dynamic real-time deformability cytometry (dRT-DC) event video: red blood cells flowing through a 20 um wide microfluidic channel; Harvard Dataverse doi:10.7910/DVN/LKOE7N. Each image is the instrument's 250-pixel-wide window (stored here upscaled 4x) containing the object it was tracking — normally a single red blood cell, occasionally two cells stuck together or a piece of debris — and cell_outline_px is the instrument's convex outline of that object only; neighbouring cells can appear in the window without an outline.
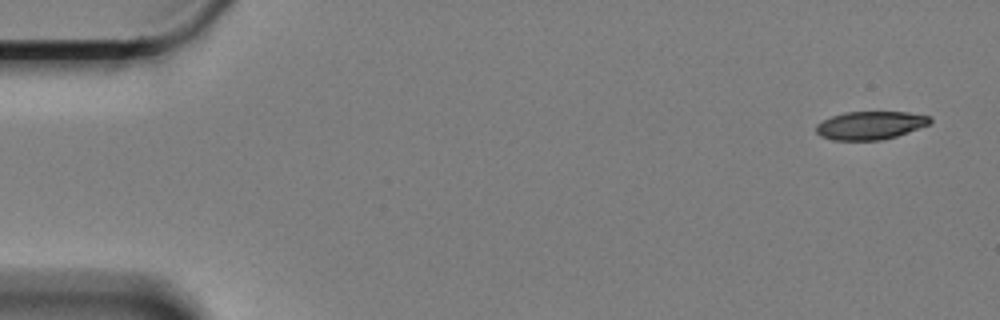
{"species": "Egyptian fruit bat (a non-hibernating species)", "species_latin": "Rousettus aegyptiacus", "temperature_condition": "cold", "stored_images_in_passage": 40, "camera_frame_rate_fps": 3000, "um_per_image_px": 0.085, "animal": {"sex": "female"}, "frame": {"image": 1, "passage_image": 1, "time_ms": 0.0, "image_size_px": [1000, 320], "cell_outline_px": [[932, 120], [928, 124], [896, 136], [880, 140], [832, 140], [820, 136], [816, 132], [816, 124], [832, 116], [844, 112], [904, 112], [928, 116]], "centroid_in_image_um": [73.91, 10.66], "position_along_channel_um": 11.1, "area_um2": 18.44}}
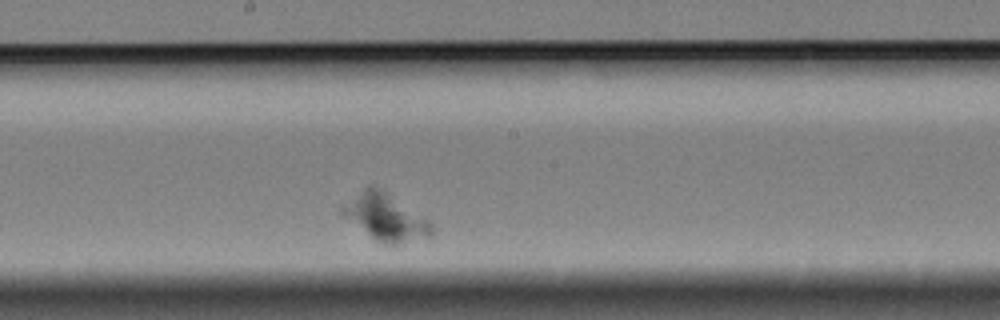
{"frame": {"image": 2, "passage_image": 24, "time_ms": 7.667, "image_size_px": [1000, 320], "cell_outline_px": [[436, 228], [432, 236], [396, 244], [384, 244], [376, 240], [340, 212], [340, 208], [368, 184], [376, 184], [384, 188], [428, 220]], "centroid_in_image_um": [32.82, 18.41], "position_along_channel_um": 215.4, "area_um2": 24.22}}
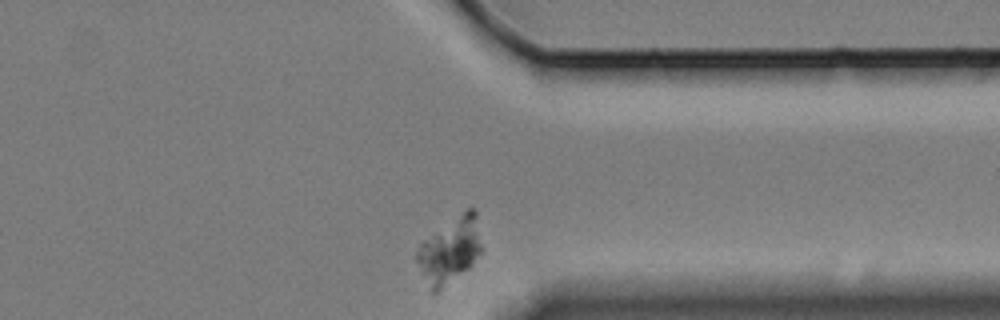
{"frame": {"image": 3, "passage_image": 40, "time_ms": 13.0, "image_size_px": [1000, 320], "cell_outline_px": [[480, 252], [472, 264], [468, 268], [436, 292], [432, 292], [416, 260], [416, 252], [420, 244], [424, 240], [468, 208], [472, 208], [476, 212], [480, 244]], "centroid_in_image_um": [38.22, 21.27], "position_along_channel_um": 373.2, "area_um2": 23.64}}